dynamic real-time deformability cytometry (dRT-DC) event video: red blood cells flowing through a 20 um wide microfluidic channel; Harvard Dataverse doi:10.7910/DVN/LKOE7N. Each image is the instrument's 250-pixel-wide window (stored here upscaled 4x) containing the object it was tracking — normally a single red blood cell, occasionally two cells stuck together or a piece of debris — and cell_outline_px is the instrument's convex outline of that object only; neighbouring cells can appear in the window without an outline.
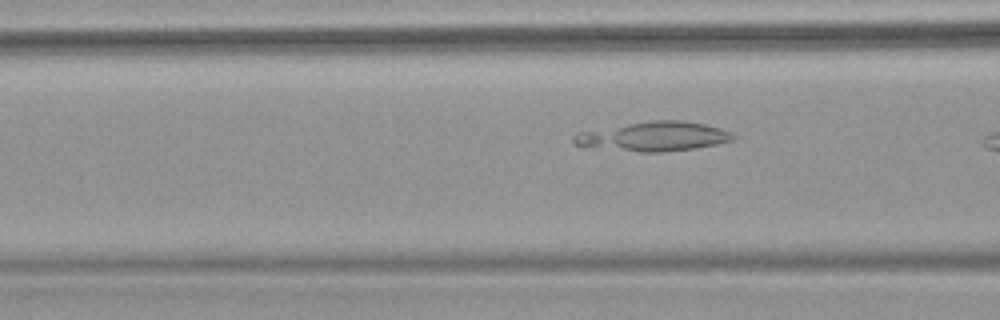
{"species": "common noctule bat (a hibernating species)", "species_latin": "Nyctalus noctula", "temperature_condition": "warm", "stored_images_in_passage": 8, "camera_frame_rate_fps": 3000, "um_per_image_px": 0.085, "animal": {"sex": "female", "body_mass_g": 18.4}, "frame": {"image": 1, "passage_image": 6, "time_ms": 1.667, "image_size_px": [1000, 320], "cell_outline_px": [[736, 136], [732, 140], [716, 144], [696, 148], [660, 152], [640, 152], [580, 148], [572, 140], [572, 136], [576, 132], [652, 120], [680, 120], [704, 124], [720, 128]], "centroid_in_image_um": [55.45, 11.61], "position_along_channel_um": 111.2, "area_um2": 27.51}}